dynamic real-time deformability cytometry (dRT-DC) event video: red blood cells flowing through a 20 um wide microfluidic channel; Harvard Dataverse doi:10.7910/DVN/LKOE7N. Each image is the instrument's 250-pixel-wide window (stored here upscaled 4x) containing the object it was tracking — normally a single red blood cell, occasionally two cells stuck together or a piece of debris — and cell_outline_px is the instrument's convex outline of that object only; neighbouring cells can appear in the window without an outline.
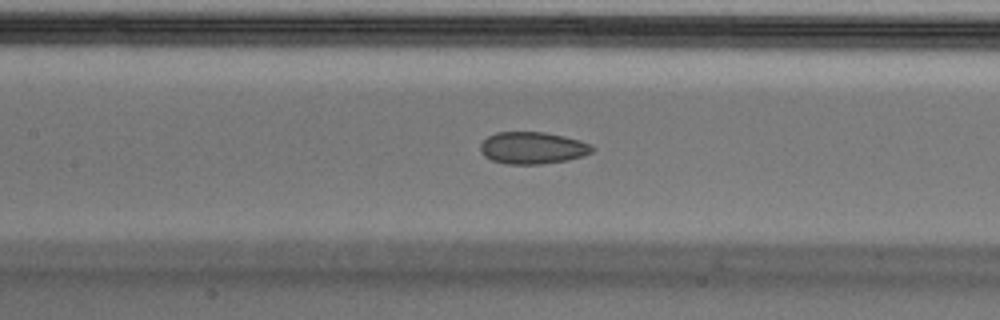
{"species": "Egyptian fruit bat (a non-hibernating species)", "species_latin": "Rousettus aegyptiacus", "temperature_condition": "cold", "stored_images_in_passage": 39, "camera_frame_rate_fps": 3000, "um_per_image_px": 0.085, "animal": {"sex": "male"}, "frame": {"image": 1, "passage_image": 10, "time_ms": 3.0, "image_size_px": [1000, 320], "cell_outline_px": [[596, 148], [592, 152], [584, 156], [568, 160], [540, 164], [508, 164], [492, 160], [484, 156], [480, 152], [480, 144], [488, 136], [496, 132], [544, 132], [564, 136], [580, 140], [592, 144]], "centroid_in_image_um": [45.3, 12.57], "position_along_channel_um": 162.1, "area_um2": 21.04}}
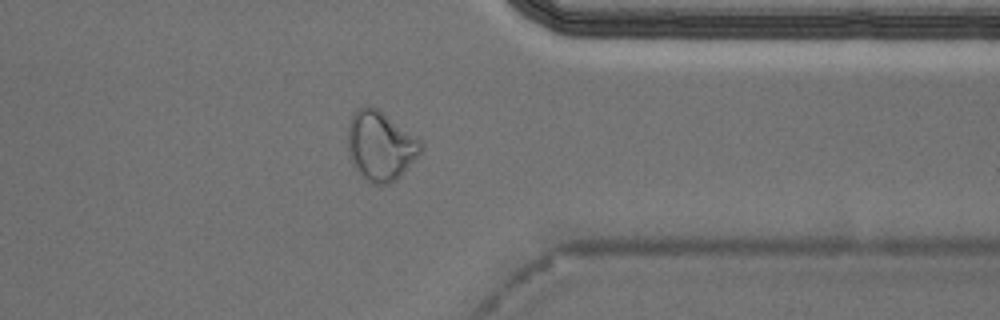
{"frame": {"image": 2, "passage_image": 28, "time_ms": 9.0, "image_size_px": [1000, 320], "cell_outline_px": [[424, 148], [396, 180], [388, 184], [372, 184], [356, 168], [348, 152], [348, 124], [352, 112], [356, 108], [364, 104], [368, 104], [376, 108], [416, 136], [424, 144]], "centroid_in_image_um": [32.32, 12.35], "position_along_channel_um": 379.1, "area_um2": 29.36}}
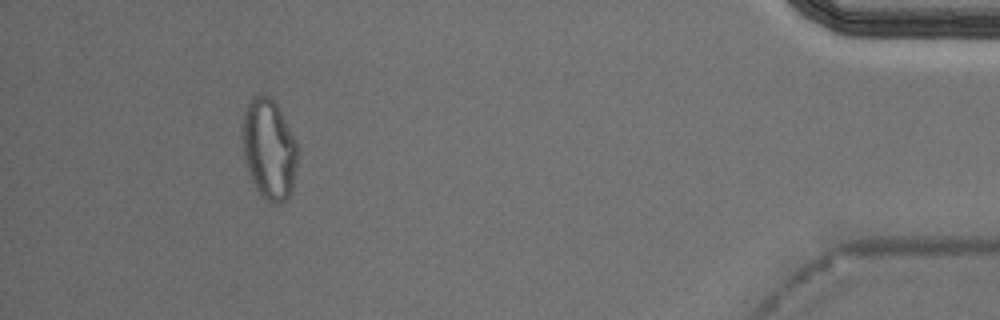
{"frame": {"image": 3, "passage_image": 35, "time_ms": 11.333, "image_size_px": [1000, 320], "cell_outline_px": [[300, 152], [292, 188], [288, 196], [280, 204], [276, 204], [264, 200], [256, 188], [252, 180], [244, 156], [244, 116], [248, 104], [252, 96], [260, 92], [268, 96], [276, 104], [296, 140]], "centroid_in_image_um": [22.91, 12.69], "position_along_channel_um": 412.3, "area_um2": 32.02}, "authors_computed_cell_mechanics": {"area_um2": 21.8484, "velocity_mm_per_s": 3.74, "shape_relaxation_time_tau1_ms": null, "shape_relaxation_time_tau2_ms": 2.7569, "deformation_change_tau1": null, "deformation_change_tau2": 0.086}}